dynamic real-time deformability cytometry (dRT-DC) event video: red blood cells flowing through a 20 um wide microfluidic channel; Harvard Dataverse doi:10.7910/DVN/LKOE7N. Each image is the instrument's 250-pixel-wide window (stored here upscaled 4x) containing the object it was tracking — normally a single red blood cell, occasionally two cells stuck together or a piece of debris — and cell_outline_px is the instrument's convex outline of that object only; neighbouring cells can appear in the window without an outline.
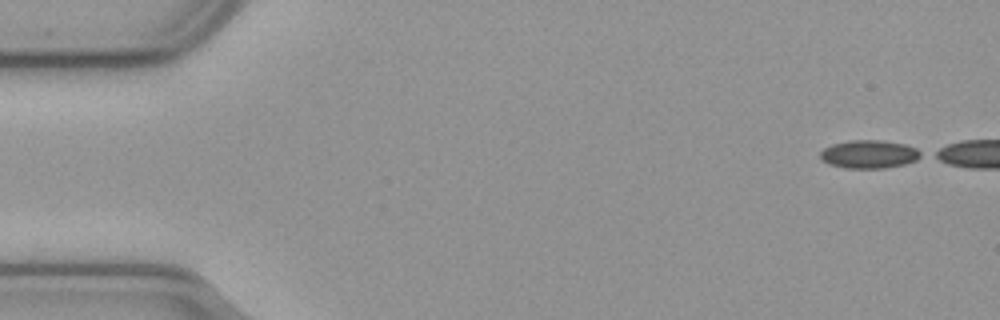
{"species": "common noctule bat (a hibernating species)", "species_latin": "Nyctalus noctula", "temperature_condition": "cold", "stored_images_in_passage": 13, "camera_frame_rate_fps": 3000, "um_per_image_px": 0.085, "animal": {"sex": "male", "body_mass_g": 23.1, "forearm_length_mm": 52.7}, "frame": {"image": 1, "passage_image": 1, "time_ms": 0.0, "image_size_px": [1000, 320], "cell_outline_px": [[924, 156], [916, 160], [904, 164], [884, 168], [844, 168], [828, 164], [820, 160], [820, 152], [824, 148], [832, 144], [848, 140], [880, 140], [904, 144], [916, 148], [924, 152]], "centroid_in_image_um": [73.88, 13.11], "position_along_channel_um": 11.1, "area_um2": 16.76}}